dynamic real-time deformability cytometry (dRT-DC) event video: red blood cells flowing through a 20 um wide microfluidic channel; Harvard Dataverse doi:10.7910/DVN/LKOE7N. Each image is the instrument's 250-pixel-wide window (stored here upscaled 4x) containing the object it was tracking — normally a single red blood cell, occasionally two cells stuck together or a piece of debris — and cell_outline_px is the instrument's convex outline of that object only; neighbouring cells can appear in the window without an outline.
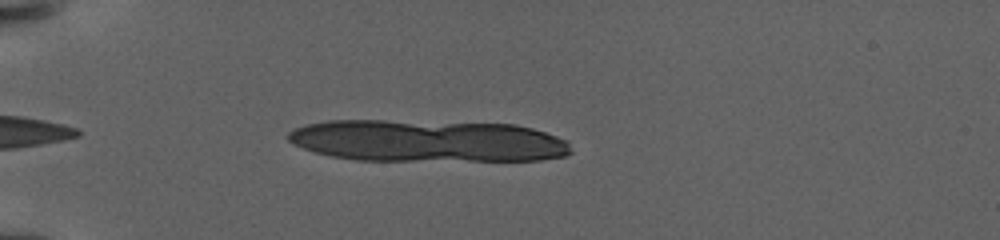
{"species": "human", "species_latin": "Homo sapiens", "temperature_condition": "warm", "stored_images_in_passage": 5, "camera_frame_rate_fps": 3000, "um_per_image_px": 0.085, "donor": {"sex": "female"}, "frame": {"image": 1, "passage_image": 2, "time_ms": 0.667, "image_size_px": [1000, 240], "cell_outline_px": [[572, 152], [564, 156], [540, 160], [356, 160], [332, 156], [316, 152], [304, 148], [288, 140], [288, 132], [296, 128], [308, 124], [328, 120], [380, 120], [512, 124], [532, 128], [568, 140]], "centroid_in_image_um": [36.36, 11.97], "position_along_channel_um": 48.6, "area_um2": 69.07}}